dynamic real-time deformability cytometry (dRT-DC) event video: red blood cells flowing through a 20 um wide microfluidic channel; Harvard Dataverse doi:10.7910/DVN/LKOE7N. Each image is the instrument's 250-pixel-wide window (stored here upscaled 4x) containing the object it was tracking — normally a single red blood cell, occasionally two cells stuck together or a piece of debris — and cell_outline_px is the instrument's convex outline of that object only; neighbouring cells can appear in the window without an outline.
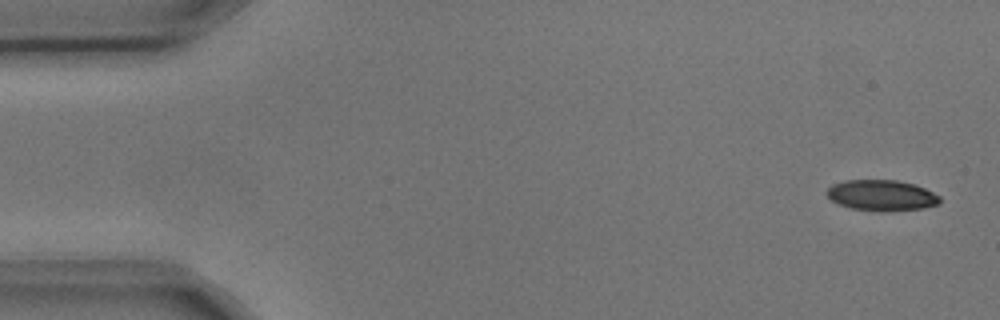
{"species": "common noctule bat (a hibernating species)", "species_latin": "Nyctalus noctula", "temperature_condition": "cold", "stored_images_in_passage": 9, "camera_frame_rate_fps": 3000, "um_per_image_px": 0.085, "animal": {"sex": "male", "body_mass_g": 17.9, "forearm_length_mm": 54.2}, "frame": {"image": 1, "passage_image": 1, "time_ms": 0.0, "image_size_px": [1000, 320], "cell_outline_px": [[940, 204], [924, 208], [852, 208], [840, 204], [832, 200], [824, 192], [832, 184], [844, 180], [896, 180], [916, 184], [940, 196]], "centroid_in_image_um": [74.92, 16.54], "position_along_channel_um": 10.1, "area_um2": 19.36}}
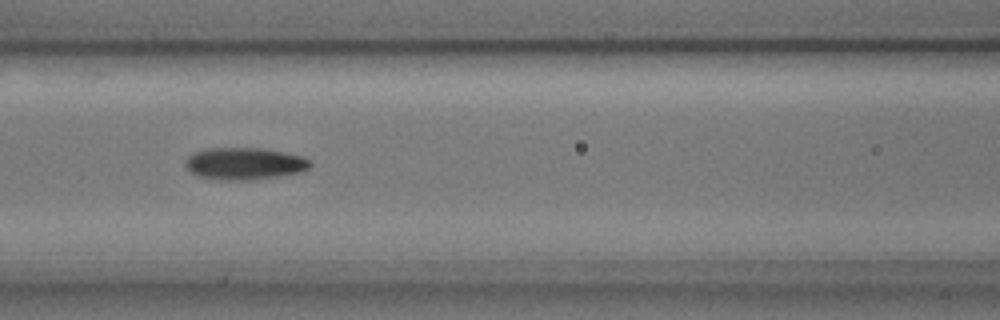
{"frame": {"image": 2, "passage_image": 7, "time_ms": 2.0, "image_size_px": [1000, 320], "cell_outline_px": [[312, 164], [304, 172], [280, 176], [244, 180], [220, 180], [196, 176], [184, 164], [188, 156], [196, 152], [208, 148], [264, 148], [304, 156]], "centroid_in_image_um": [20.81, 13.91], "position_along_channel_um": 145.8, "area_um2": 23.41}}
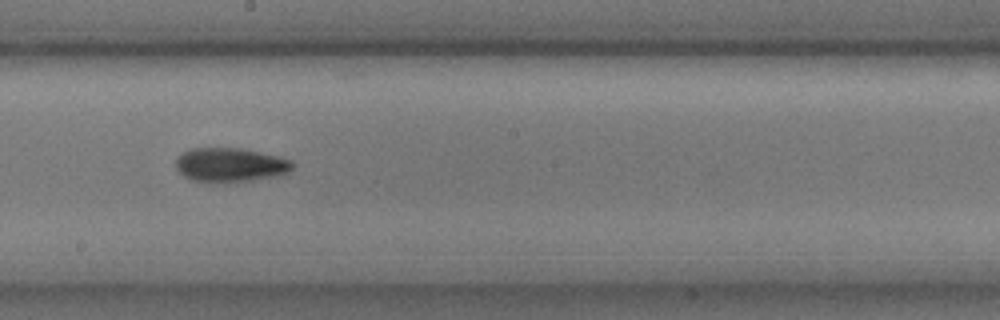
{"frame": {"image": 3, "passage_image": 9, "time_ms": 2.667, "image_size_px": [1000, 320], "cell_outline_px": [[296, 164], [284, 176], [224, 184], [208, 184], [192, 180], [184, 176], [176, 168], [176, 156], [192, 148], [240, 148], [260, 152], [292, 160]], "centroid_in_image_um": [19.59, 14.06], "position_along_channel_um": 228.6, "area_um2": 23.99}}